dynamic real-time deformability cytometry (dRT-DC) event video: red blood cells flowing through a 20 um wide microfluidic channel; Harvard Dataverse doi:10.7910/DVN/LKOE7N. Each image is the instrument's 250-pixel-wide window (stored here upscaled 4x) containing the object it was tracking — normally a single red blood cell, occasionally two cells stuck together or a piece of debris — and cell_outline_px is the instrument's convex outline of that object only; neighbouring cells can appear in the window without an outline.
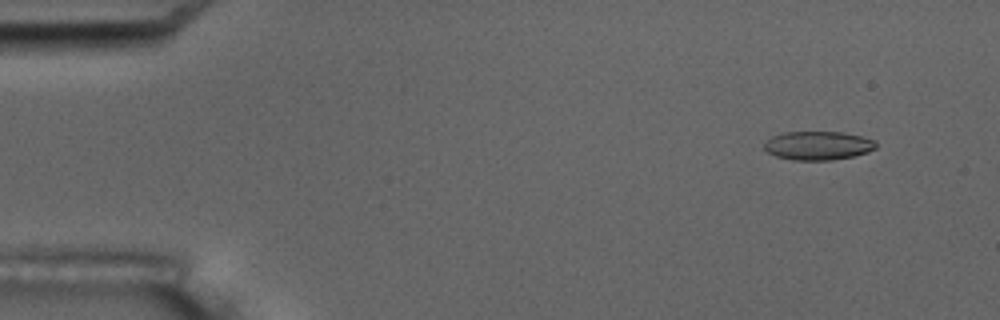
{"species": "common noctule bat (a hibernating species)", "species_latin": "Nyctalus noctula", "temperature_condition": "room temperature", "stored_images_in_passage": 10, "camera_frame_rate_fps": 3000, "um_per_image_px": 0.085, "animal": {"sex": "male", "body_mass_g": 17.5, "forearm_length_mm": 52.3}, "frame": {"image": 1, "passage_image": 1, "time_ms": 0.0, "image_size_px": [1000, 320], "cell_outline_px": [[876, 148], [868, 152], [852, 156], [832, 160], [792, 160], [776, 156], [768, 152], [764, 148], [764, 144], [772, 136], [784, 132], [844, 132], [876, 140]], "centroid_in_image_um": [69.54, 12.37], "position_along_channel_um": 15.5, "area_um2": 18.67}}